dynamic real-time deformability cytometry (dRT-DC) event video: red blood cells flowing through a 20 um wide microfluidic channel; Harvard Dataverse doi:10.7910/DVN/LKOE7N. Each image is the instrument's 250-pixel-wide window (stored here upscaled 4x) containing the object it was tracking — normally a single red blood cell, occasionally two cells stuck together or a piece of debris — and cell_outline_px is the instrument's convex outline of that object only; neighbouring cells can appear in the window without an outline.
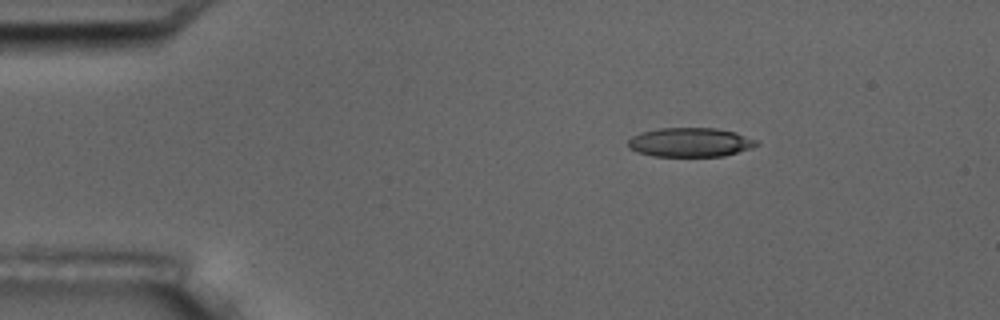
{"species": "common noctule bat (a hibernating species)", "species_latin": "Nyctalus noctula", "temperature_condition": "room temperature", "stored_images_in_passage": 3, "camera_frame_rate_fps": 3000, "um_per_image_px": 0.085, "animal": {"sex": "male", "body_mass_g": 17.5, "forearm_length_mm": 52.3}, "frame": {"image": 1, "passage_image": 2, "time_ms": 1.333, "image_size_px": [1000, 320], "cell_outline_px": [[760, 144], [752, 148], [724, 156], [652, 156], [636, 152], [628, 148], [628, 140], [632, 136], [640, 132], [660, 128], [716, 128], [736, 132], [756, 140]], "centroid_in_image_um": [58.65, 12.1], "position_along_channel_um": 26.3, "area_um2": 21.96}}